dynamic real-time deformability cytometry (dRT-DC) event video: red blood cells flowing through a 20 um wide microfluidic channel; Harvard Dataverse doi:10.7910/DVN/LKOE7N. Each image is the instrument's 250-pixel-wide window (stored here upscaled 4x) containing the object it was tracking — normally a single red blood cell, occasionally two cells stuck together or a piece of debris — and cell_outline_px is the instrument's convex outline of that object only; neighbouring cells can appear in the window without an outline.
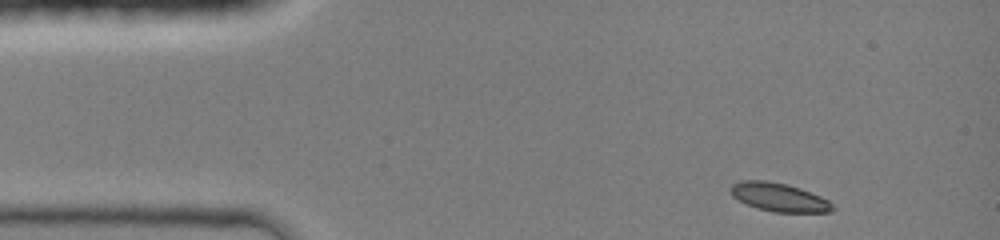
{"species": "common noctule bat (a hibernating species)", "species_latin": "Nyctalus noctula", "temperature_condition": "room temperature", "stored_images_in_passage": 38, "camera_frame_rate_fps": 3000, "um_per_image_px": 0.085, "animal": {"sex": "female", "body_mass_g": 19.0, "forearm_length_mm": 51.5}, "frame": {"image": 1, "passage_image": 1, "time_ms": 0.0, "image_size_px": [1000, 240], "cell_outline_px": [[836, 208], [828, 212], [772, 212], [756, 208], [732, 196], [728, 188], [732, 184], [740, 180], [764, 180], [788, 184], [800, 188], [820, 196], [828, 200]], "centroid_in_image_um": [66.19, 16.75], "position_along_channel_um": 18.8, "area_um2": 16.99}}
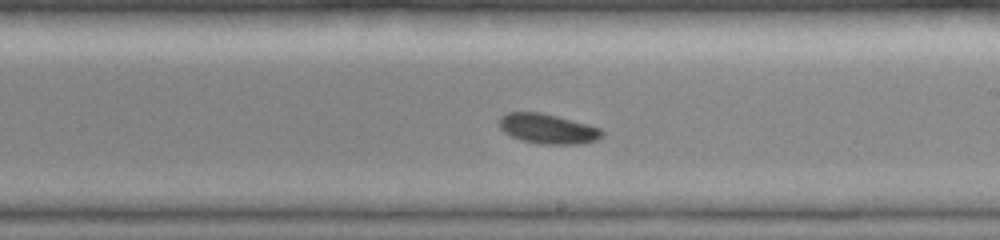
{"frame": {"image": 2, "passage_image": 22, "time_ms": 7.0, "image_size_px": [1000, 240], "cell_outline_px": [[604, 136], [596, 140], [580, 144], [540, 144], [520, 140], [504, 132], [496, 124], [496, 120], [500, 116], [508, 112], [540, 112], [588, 124], [600, 128], [604, 132]], "centroid_in_image_um": [46.52, 10.94], "position_along_channel_um": 242.5, "area_um2": 18.15}}
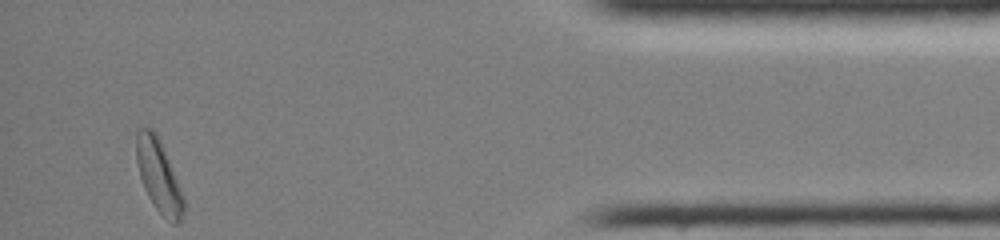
{"frame": {"image": 3, "passage_image": 38, "time_ms": 12.333, "image_size_px": [1000, 240], "cell_outline_px": [[184, 212], [180, 220], [176, 224], [172, 224], [156, 208], [148, 196], [144, 188], [140, 176], [136, 160], [136, 132], [140, 128], [152, 128], [156, 132], [184, 196]], "centroid_in_image_um": [13.48, 14.94], "position_along_channel_um": 421.7, "area_um2": 19.65}, "authors_computed_cell_mechanics": {"area_um2": 17.7735, "velocity_mm_per_s": 4.2719, "shape_relaxation_time_tau1_ms": 2.9098, "shape_relaxation_time_tau2_ms": null, "deformation_change_tau1": 0.1056, "deformation_change_tau2": null}}